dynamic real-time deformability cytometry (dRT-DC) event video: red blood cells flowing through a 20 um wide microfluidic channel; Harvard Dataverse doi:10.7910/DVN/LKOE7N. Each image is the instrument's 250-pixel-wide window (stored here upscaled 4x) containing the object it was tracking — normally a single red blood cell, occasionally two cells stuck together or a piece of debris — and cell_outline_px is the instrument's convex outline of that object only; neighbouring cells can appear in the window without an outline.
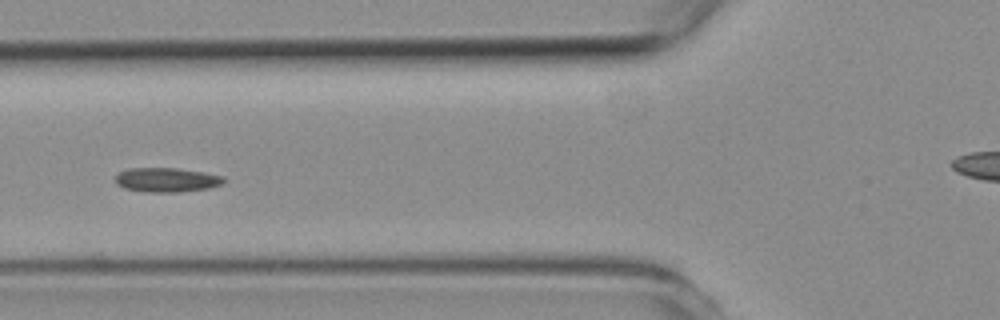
{"species": "common noctule bat (a hibernating species)", "species_latin": "Nyctalus noctula", "temperature_condition": "room temperature", "stored_images_in_passage": 9, "camera_frame_rate_fps": 3000, "um_per_image_px": 0.085, "animal": {"sex": "female", "body_mass_g": 19.3, "forearm_length_mm": 54.1}, "frame": {"image": 1, "passage_image": 6, "time_ms": 5.667, "image_size_px": [1000, 320], "cell_outline_px": [[224, 180], [220, 184], [212, 188], [180, 192], [144, 192], [124, 188], [116, 184], [116, 176], [120, 172], [128, 168], [176, 168], [224, 176]], "centroid_in_image_um": [14.14, 15.3], "position_along_channel_um": 111.7, "area_um2": 15.32}}
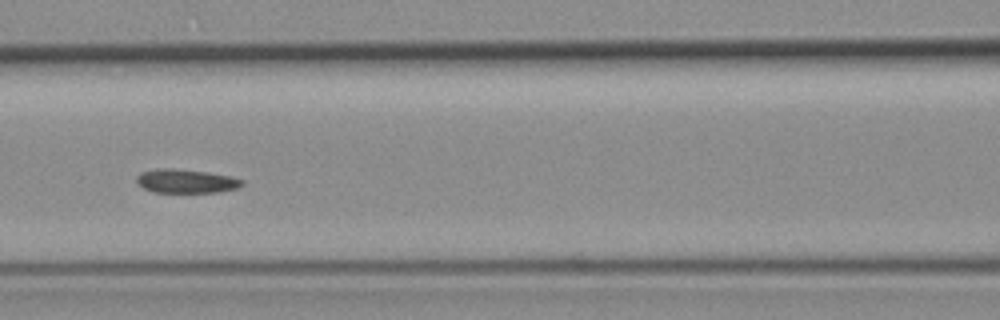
{"frame": {"image": 2, "passage_image": 7, "time_ms": 6.667, "image_size_px": [1000, 320], "cell_outline_px": [[244, 184], [236, 188], [216, 192], [152, 192], [144, 188], [136, 180], [136, 176], [140, 172], [156, 168], [172, 168], [208, 172], [232, 176], [244, 180]], "centroid_in_image_um": [15.81, 15.38], "position_along_channel_um": 150.8, "area_um2": 14.68}}
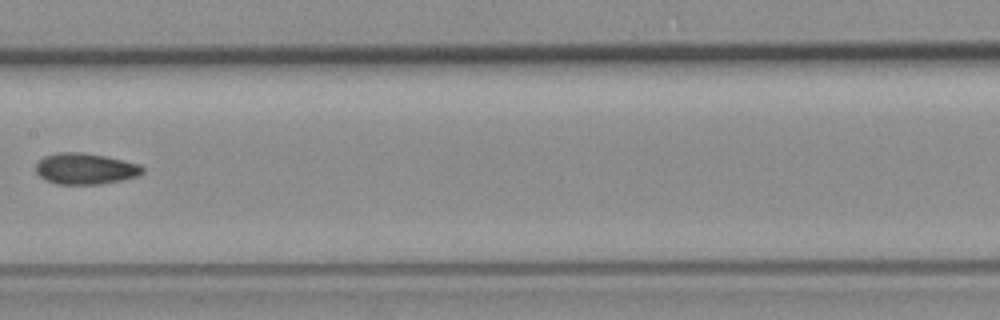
{"frame": {"image": 3, "passage_image": 9, "time_ms": 10.333, "image_size_px": [1000, 320], "cell_outline_px": [[144, 172], [140, 176], [124, 180], [100, 184], [56, 184], [44, 180], [36, 172], [36, 164], [44, 156], [60, 152], [76, 152], [104, 156], [140, 164], [144, 168]], "centroid_in_image_um": [7.27, 14.36], "position_along_channel_um": 200.1, "area_um2": 19.42}}